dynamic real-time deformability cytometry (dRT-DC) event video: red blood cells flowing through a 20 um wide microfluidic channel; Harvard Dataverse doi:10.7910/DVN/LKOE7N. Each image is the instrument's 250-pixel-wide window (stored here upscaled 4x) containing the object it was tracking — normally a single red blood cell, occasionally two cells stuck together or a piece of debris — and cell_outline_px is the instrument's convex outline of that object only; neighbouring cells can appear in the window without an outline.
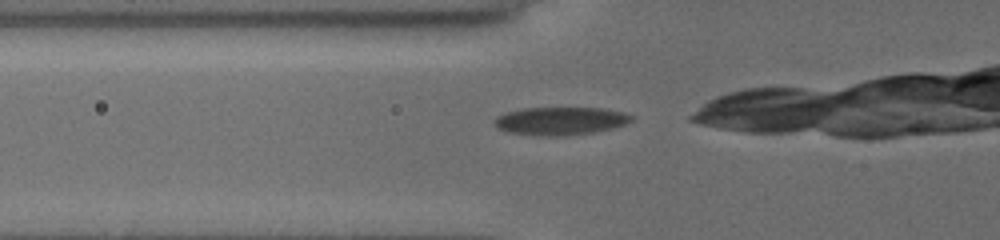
{"species": "common noctule bat (a hibernating species)", "species_latin": "Nyctalus noctula", "temperature_condition": "cold", "stored_images_in_passage": 17, "camera_frame_rate_fps": 3000, "um_per_image_px": 0.085, "animal": {"sex": "female", "body_mass_g": 19.5, "forearm_length_mm": 54.1}, "frame": {"image": 1, "passage_image": 9, "time_ms": 2.667, "image_size_px": [1000, 240], "cell_outline_px": [[632, 120], [624, 124], [592, 132], [556, 136], [548, 136], [508, 132], [500, 128], [492, 120], [496, 116], [520, 108], [604, 108], [624, 112], [632, 116]], "centroid_in_image_um": [47.61, 10.26], "position_along_channel_um": 78.2, "area_um2": 21.91}}
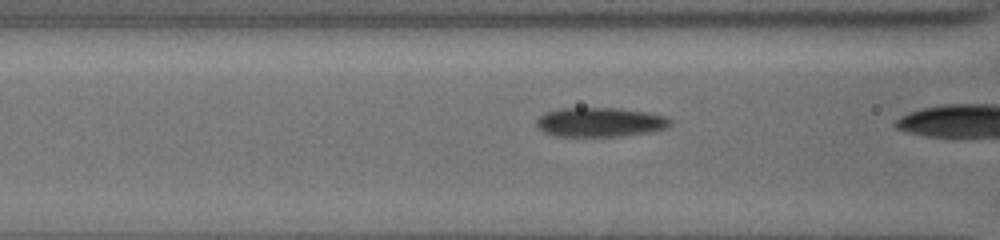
{"frame": {"image": 2, "passage_image": 12, "time_ms": 3.667, "image_size_px": [1000, 240], "cell_outline_px": [[672, 124], [664, 128], [644, 132], [616, 136], [556, 136], [544, 132], [536, 124], [536, 120], [544, 112], [560, 108], [620, 108], [648, 112], [664, 116], [672, 120]], "centroid_in_image_um": [50.97, 10.37], "position_along_channel_um": 115.6, "area_um2": 22.66}}
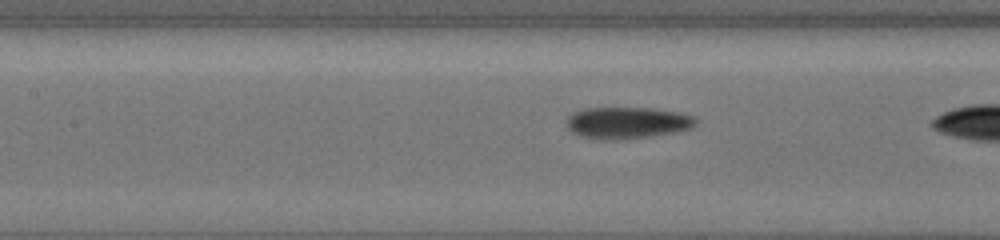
{"frame": {"image": 3, "passage_image": 15, "time_ms": 4.667, "image_size_px": [1000, 240], "cell_outline_px": [[696, 124], [692, 128], [672, 132], [648, 136], [604, 140], [600, 140], [580, 136], [572, 132], [568, 128], [568, 116], [572, 112], [584, 108], [652, 108], [676, 112], [692, 116], [696, 120]], "centroid_in_image_um": [53.26, 10.42], "position_along_channel_um": 154.1, "area_um2": 23.47}}